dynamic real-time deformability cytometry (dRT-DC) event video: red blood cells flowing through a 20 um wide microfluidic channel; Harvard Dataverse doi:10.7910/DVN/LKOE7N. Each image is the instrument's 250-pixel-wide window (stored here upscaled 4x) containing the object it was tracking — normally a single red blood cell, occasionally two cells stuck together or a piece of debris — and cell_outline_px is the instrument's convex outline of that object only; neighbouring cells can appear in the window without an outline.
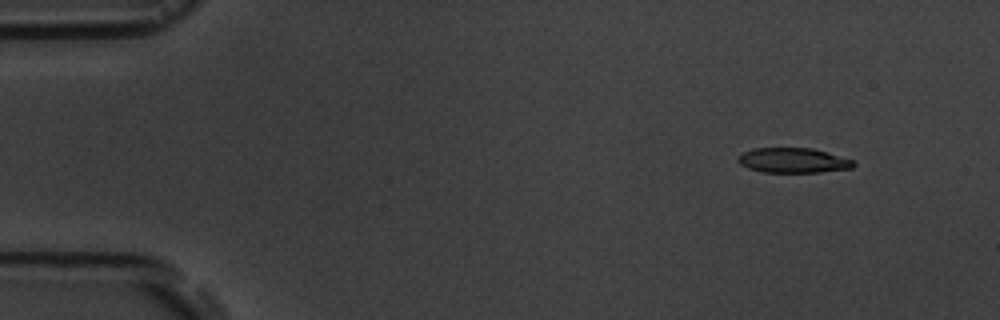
{"species": "common noctule bat (a hibernating species)", "species_latin": "Nyctalus noctula", "temperature_condition": "room temperature", "stored_images_in_passage": 4, "camera_frame_rate_fps": 3000, "um_per_image_px": 0.085, "animal": {"sex": "male", "body_mass_g": 19.5, "forearm_length_mm": 54.6}, "frame": {"image": 1, "passage_image": 1, "time_ms": 0.0, "image_size_px": [1000, 320], "cell_outline_px": [[856, 164], [852, 168], [820, 172], [764, 172], [748, 168], [740, 164], [736, 160], [736, 156], [744, 152], [756, 148], [812, 148], [852, 160]], "centroid_in_image_um": [67.38, 13.63], "position_along_channel_um": 17.6, "area_um2": 16.65}}
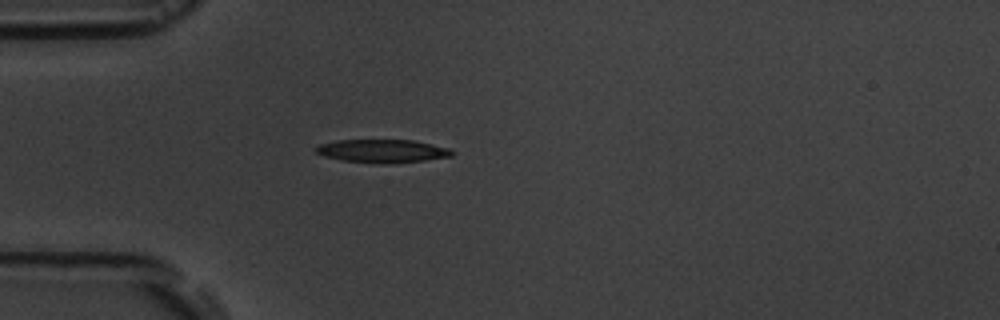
{"frame": {"image": 2, "passage_image": 4, "time_ms": 3.333, "image_size_px": [1000, 320], "cell_outline_px": [[456, 152], [452, 156], [424, 160], [384, 164], [344, 160], [324, 156], [316, 152], [312, 148], [320, 144], [336, 140], [412, 140], [432, 144], [448, 148]], "centroid_in_image_um": [32.49, 12.83], "position_along_channel_um": 52.5, "area_um2": 18.32}}